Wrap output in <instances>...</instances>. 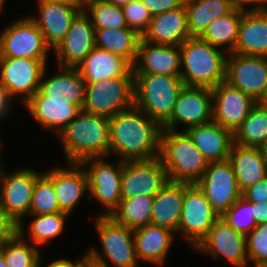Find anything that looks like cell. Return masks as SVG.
<instances>
[{
    "mask_svg": "<svg viewBox=\"0 0 267 267\" xmlns=\"http://www.w3.org/2000/svg\"><path fill=\"white\" fill-rule=\"evenodd\" d=\"M107 160L109 156L87 158L80 162L88 179V202L98 201L104 207L96 216H110L121 201L123 161L117 158L115 163Z\"/></svg>",
    "mask_w": 267,
    "mask_h": 267,
    "instance_id": "obj_7",
    "label": "cell"
},
{
    "mask_svg": "<svg viewBox=\"0 0 267 267\" xmlns=\"http://www.w3.org/2000/svg\"><path fill=\"white\" fill-rule=\"evenodd\" d=\"M247 256L249 267L267 264V222L257 224L246 236Z\"/></svg>",
    "mask_w": 267,
    "mask_h": 267,
    "instance_id": "obj_42",
    "label": "cell"
},
{
    "mask_svg": "<svg viewBox=\"0 0 267 267\" xmlns=\"http://www.w3.org/2000/svg\"><path fill=\"white\" fill-rule=\"evenodd\" d=\"M11 239H0V254L3 253V248H4V245L7 241H9Z\"/></svg>",
    "mask_w": 267,
    "mask_h": 267,
    "instance_id": "obj_55",
    "label": "cell"
},
{
    "mask_svg": "<svg viewBox=\"0 0 267 267\" xmlns=\"http://www.w3.org/2000/svg\"><path fill=\"white\" fill-rule=\"evenodd\" d=\"M184 199V183L168 181L154 196L150 224L170 229L177 235Z\"/></svg>",
    "mask_w": 267,
    "mask_h": 267,
    "instance_id": "obj_30",
    "label": "cell"
},
{
    "mask_svg": "<svg viewBox=\"0 0 267 267\" xmlns=\"http://www.w3.org/2000/svg\"><path fill=\"white\" fill-rule=\"evenodd\" d=\"M28 116L44 131L57 136L81 109L61 94H41L37 91L24 105Z\"/></svg>",
    "mask_w": 267,
    "mask_h": 267,
    "instance_id": "obj_18",
    "label": "cell"
},
{
    "mask_svg": "<svg viewBox=\"0 0 267 267\" xmlns=\"http://www.w3.org/2000/svg\"><path fill=\"white\" fill-rule=\"evenodd\" d=\"M94 229L101 245H89V263L98 267H139L133 230L116 222L110 216H94Z\"/></svg>",
    "mask_w": 267,
    "mask_h": 267,
    "instance_id": "obj_4",
    "label": "cell"
},
{
    "mask_svg": "<svg viewBox=\"0 0 267 267\" xmlns=\"http://www.w3.org/2000/svg\"><path fill=\"white\" fill-rule=\"evenodd\" d=\"M72 2L79 4L82 8L87 4L95 0H71Z\"/></svg>",
    "mask_w": 267,
    "mask_h": 267,
    "instance_id": "obj_53",
    "label": "cell"
},
{
    "mask_svg": "<svg viewBox=\"0 0 267 267\" xmlns=\"http://www.w3.org/2000/svg\"><path fill=\"white\" fill-rule=\"evenodd\" d=\"M49 74L47 66L42 74L38 91L41 94H61L81 110L85 102V81L76 68H60Z\"/></svg>",
    "mask_w": 267,
    "mask_h": 267,
    "instance_id": "obj_29",
    "label": "cell"
},
{
    "mask_svg": "<svg viewBox=\"0 0 267 267\" xmlns=\"http://www.w3.org/2000/svg\"><path fill=\"white\" fill-rule=\"evenodd\" d=\"M244 11L234 9L231 13L214 20L199 36L210 45L227 54L233 53L238 40L239 24Z\"/></svg>",
    "mask_w": 267,
    "mask_h": 267,
    "instance_id": "obj_35",
    "label": "cell"
},
{
    "mask_svg": "<svg viewBox=\"0 0 267 267\" xmlns=\"http://www.w3.org/2000/svg\"><path fill=\"white\" fill-rule=\"evenodd\" d=\"M228 161L241 192L267 176V166L259 147H244L233 143Z\"/></svg>",
    "mask_w": 267,
    "mask_h": 267,
    "instance_id": "obj_31",
    "label": "cell"
},
{
    "mask_svg": "<svg viewBox=\"0 0 267 267\" xmlns=\"http://www.w3.org/2000/svg\"><path fill=\"white\" fill-rule=\"evenodd\" d=\"M169 181L160 157L123 161L121 199L137 195L155 196Z\"/></svg>",
    "mask_w": 267,
    "mask_h": 267,
    "instance_id": "obj_13",
    "label": "cell"
},
{
    "mask_svg": "<svg viewBox=\"0 0 267 267\" xmlns=\"http://www.w3.org/2000/svg\"><path fill=\"white\" fill-rule=\"evenodd\" d=\"M82 9L89 16L95 29L128 27L122 6L114 5L105 0H95L87 3Z\"/></svg>",
    "mask_w": 267,
    "mask_h": 267,
    "instance_id": "obj_38",
    "label": "cell"
},
{
    "mask_svg": "<svg viewBox=\"0 0 267 267\" xmlns=\"http://www.w3.org/2000/svg\"><path fill=\"white\" fill-rule=\"evenodd\" d=\"M191 37H199L214 20L231 13V0H184Z\"/></svg>",
    "mask_w": 267,
    "mask_h": 267,
    "instance_id": "obj_33",
    "label": "cell"
},
{
    "mask_svg": "<svg viewBox=\"0 0 267 267\" xmlns=\"http://www.w3.org/2000/svg\"><path fill=\"white\" fill-rule=\"evenodd\" d=\"M48 60L0 57V83L24 105L37 91Z\"/></svg>",
    "mask_w": 267,
    "mask_h": 267,
    "instance_id": "obj_14",
    "label": "cell"
},
{
    "mask_svg": "<svg viewBox=\"0 0 267 267\" xmlns=\"http://www.w3.org/2000/svg\"><path fill=\"white\" fill-rule=\"evenodd\" d=\"M136 255L139 263L164 266L168 253L175 243L176 233L170 229L148 224L133 230Z\"/></svg>",
    "mask_w": 267,
    "mask_h": 267,
    "instance_id": "obj_24",
    "label": "cell"
},
{
    "mask_svg": "<svg viewBox=\"0 0 267 267\" xmlns=\"http://www.w3.org/2000/svg\"><path fill=\"white\" fill-rule=\"evenodd\" d=\"M233 53L267 57V10L242 13Z\"/></svg>",
    "mask_w": 267,
    "mask_h": 267,
    "instance_id": "obj_27",
    "label": "cell"
},
{
    "mask_svg": "<svg viewBox=\"0 0 267 267\" xmlns=\"http://www.w3.org/2000/svg\"><path fill=\"white\" fill-rule=\"evenodd\" d=\"M153 201L154 196L146 195L121 199L110 217L132 230L146 226L150 224Z\"/></svg>",
    "mask_w": 267,
    "mask_h": 267,
    "instance_id": "obj_37",
    "label": "cell"
},
{
    "mask_svg": "<svg viewBox=\"0 0 267 267\" xmlns=\"http://www.w3.org/2000/svg\"><path fill=\"white\" fill-rule=\"evenodd\" d=\"M159 157L171 182L196 184L209 163L189 135L181 130H162Z\"/></svg>",
    "mask_w": 267,
    "mask_h": 267,
    "instance_id": "obj_5",
    "label": "cell"
},
{
    "mask_svg": "<svg viewBox=\"0 0 267 267\" xmlns=\"http://www.w3.org/2000/svg\"><path fill=\"white\" fill-rule=\"evenodd\" d=\"M5 26L0 32V57L48 60L52 50L37 24L28 15L16 18Z\"/></svg>",
    "mask_w": 267,
    "mask_h": 267,
    "instance_id": "obj_10",
    "label": "cell"
},
{
    "mask_svg": "<svg viewBox=\"0 0 267 267\" xmlns=\"http://www.w3.org/2000/svg\"><path fill=\"white\" fill-rule=\"evenodd\" d=\"M253 203L242 196L220 217L237 232L247 236L255 226Z\"/></svg>",
    "mask_w": 267,
    "mask_h": 267,
    "instance_id": "obj_41",
    "label": "cell"
},
{
    "mask_svg": "<svg viewBox=\"0 0 267 267\" xmlns=\"http://www.w3.org/2000/svg\"><path fill=\"white\" fill-rule=\"evenodd\" d=\"M235 9L248 11H266L267 0H231Z\"/></svg>",
    "mask_w": 267,
    "mask_h": 267,
    "instance_id": "obj_49",
    "label": "cell"
},
{
    "mask_svg": "<svg viewBox=\"0 0 267 267\" xmlns=\"http://www.w3.org/2000/svg\"><path fill=\"white\" fill-rule=\"evenodd\" d=\"M180 77L186 87L214 88L226 79L227 53L199 37H190L180 46Z\"/></svg>",
    "mask_w": 267,
    "mask_h": 267,
    "instance_id": "obj_3",
    "label": "cell"
},
{
    "mask_svg": "<svg viewBox=\"0 0 267 267\" xmlns=\"http://www.w3.org/2000/svg\"><path fill=\"white\" fill-rule=\"evenodd\" d=\"M185 132L209 163L228 160L233 145V133L230 130L211 121L189 127Z\"/></svg>",
    "mask_w": 267,
    "mask_h": 267,
    "instance_id": "obj_26",
    "label": "cell"
},
{
    "mask_svg": "<svg viewBox=\"0 0 267 267\" xmlns=\"http://www.w3.org/2000/svg\"><path fill=\"white\" fill-rule=\"evenodd\" d=\"M7 267H39L41 250L17 234L3 248Z\"/></svg>",
    "mask_w": 267,
    "mask_h": 267,
    "instance_id": "obj_39",
    "label": "cell"
},
{
    "mask_svg": "<svg viewBox=\"0 0 267 267\" xmlns=\"http://www.w3.org/2000/svg\"><path fill=\"white\" fill-rule=\"evenodd\" d=\"M253 216L257 224L267 222V202L253 203Z\"/></svg>",
    "mask_w": 267,
    "mask_h": 267,
    "instance_id": "obj_50",
    "label": "cell"
},
{
    "mask_svg": "<svg viewBox=\"0 0 267 267\" xmlns=\"http://www.w3.org/2000/svg\"><path fill=\"white\" fill-rule=\"evenodd\" d=\"M201 255L231 264L234 267H249L246 236L237 232L221 217L209 230L208 235L196 246Z\"/></svg>",
    "mask_w": 267,
    "mask_h": 267,
    "instance_id": "obj_12",
    "label": "cell"
},
{
    "mask_svg": "<svg viewBox=\"0 0 267 267\" xmlns=\"http://www.w3.org/2000/svg\"><path fill=\"white\" fill-rule=\"evenodd\" d=\"M162 126L134 106L109 117V157L148 160L160 155Z\"/></svg>",
    "mask_w": 267,
    "mask_h": 267,
    "instance_id": "obj_1",
    "label": "cell"
},
{
    "mask_svg": "<svg viewBox=\"0 0 267 267\" xmlns=\"http://www.w3.org/2000/svg\"><path fill=\"white\" fill-rule=\"evenodd\" d=\"M63 165L66 166L54 165L43 173L53 183L60 211L71 216L84 196L89 200L88 179L81 163L65 162Z\"/></svg>",
    "mask_w": 267,
    "mask_h": 267,
    "instance_id": "obj_21",
    "label": "cell"
},
{
    "mask_svg": "<svg viewBox=\"0 0 267 267\" xmlns=\"http://www.w3.org/2000/svg\"><path fill=\"white\" fill-rule=\"evenodd\" d=\"M85 82L106 78L134 77L133 67L123 58L95 47L76 68Z\"/></svg>",
    "mask_w": 267,
    "mask_h": 267,
    "instance_id": "obj_28",
    "label": "cell"
},
{
    "mask_svg": "<svg viewBox=\"0 0 267 267\" xmlns=\"http://www.w3.org/2000/svg\"><path fill=\"white\" fill-rule=\"evenodd\" d=\"M211 90L212 121L234 133L257 102L226 81L219 83Z\"/></svg>",
    "mask_w": 267,
    "mask_h": 267,
    "instance_id": "obj_22",
    "label": "cell"
},
{
    "mask_svg": "<svg viewBox=\"0 0 267 267\" xmlns=\"http://www.w3.org/2000/svg\"><path fill=\"white\" fill-rule=\"evenodd\" d=\"M179 46L157 45L140 39L134 74H157L180 77Z\"/></svg>",
    "mask_w": 267,
    "mask_h": 267,
    "instance_id": "obj_23",
    "label": "cell"
},
{
    "mask_svg": "<svg viewBox=\"0 0 267 267\" xmlns=\"http://www.w3.org/2000/svg\"><path fill=\"white\" fill-rule=\"evenodd\" d=\"M35 4L38 14L28 16L37 24L46 44L53 51L66 36L72 20L82 7L71 0H42Z\"/></svg>",
    "mask_w": 267,
    "mask_h": 267,
    "instance_id": "obj_19",
    "label": "cell"
},
{
    "mask_svg": "<svg viewBox=\"0 0 267 267\" xmlns=\"http://www.w3.org/2000/svg\"><path fill=\"white\" fill-rule=\"evenodd\" d=\"M267 140V109L257 102L233 133V143L244 147H260Z\"/></svg>",
    "mask_w": 267,
    "mask_h": 267,
    "instance_id": "obj_36",
    "label": "cell"
},
{
    "mask_svg": "<svg viewBox=\"0 0 267 267\" xmlns=\"http://www.w3.org/2000/svg\"><path fill=\"white\" fill-rule=\"evenodd\" d=\"M263 160L267 166V140L259 147Z\"/></svg>",
    "mask_w": 267,
    "mask_h": 267,
    "instance_id": "obj_51",
    "label": "cell"
},
{
    "mask_svg": "<svg viewBox=\"0 0 267 267\" xmlns=\"http://www.w3.org/2000/svg\"><path fill=\"white\" fill-rule=\"evenodd\" d=\"M253 267H267V264L252 265Z\"/></svg>",
    "mask_w": 267,
    "mask_h": 267,
    "instance_id": "obj_59",
    "label": "cell"
},
{
    "mask_svg": "<svg viewBox=\"0 0 267 267\" xmlns=\"http://www.w3.org/2000/svg\"><path fill=\"white\" fill-rule=\"evenodd\" d=\"M264 108L267 109V91L266 94L258 101Z\"/></svg>",
    "mask_w": 267,
    "mask_h": 267,
    "instance_id": "obj_54",
    "label": "cell"
},
{
    "mask_svg": "<svg viewBox=\"0 0 267 267\" xmlns=\"http://www.w3.org/2000/svg\"><path fill=\"white\" fill-rule=\"evenodd\" d=\"M105 1L112 3L114 5H117V6H123V5H126L130 1H133V0H105Z\"/></svg>",
    "mask_w": 267,
    "mask_h": 267,
    "instance_id": "obj_52",
    "label": "cell"
},
{
    "mask_svg": "<svg viewBox=\"0 0 267 267\" xmlns=\"http://www.w3.org/2000/svg\"><path fill=\"white\" fill-rule=\"evenodd\" d=\"M90 267H98V266H96V265H93L92 263H90Z\"/></svg>",
    "mask_w": 267,
    "mask_h": 267,
    "instance_id": "obj_60",
    "label": "cell"
},
{
    "mask_svg": "<svg viewBox=\"0 0 267 267\" xmlns=\"http://www.w3.org/2000/svg\"><path fill=\"white\" fill-rule=\"evenodd\" d=\"M61 142L65 162L109 156V117L81 110L56 136Z\"/></svg>",
    "mask_w": 267,
    "mask_h": 267,
    "instance_id": "obj_2",
    "label": "cell"
},
{
    "mask_svg": "<svg viewBox=\"0 0 267 267\" xmlns=\"http://www.w3.org/2000/svg\"><path fill=\"white\" fill-rule=\"evenodd\" d=\"M183 88L181 77L134 74L133 106L163 126L170 119L178 94Z\"/></svg>",
    "mask_w": 267,
    "mask_h": 267,
    "instance_id": "obj_6",
    "label": "cell"
},
{
    "mask_svg": "<svg viewBox=\"0 0 267 267\" xmlns=\"http://www.w3.org/2000/svg\"><path fill=\"white\" fill-rule=\"evenodd\" d=\"M190 37L187 12L183 4L177 9L152 16L142 39L157 45L180 46Z\"/></svg>",
    "mask_w": 267,
    "mask_h": 267,
    "instance_id": "obj_25",
    "label": "cell"
},
{
    "mask_svg": "<svg viewBox=\"0 0 267 267\" xmlns=\"http://www.w3.org/2000/svg\"><path fill=\"white\" fill-rule=\"evenodd\" d=\"M83 254L82 257H79V259L76 261L75 259L72 261L64 257L55 260L53 259L49 264L46 265V267H85L89 263L87 250H85ZM42 257L43 255L41 256L39 267L45 266L43 265L44 259Z\"/></svg>",
    "mask_w": 267,
    "mask_h": 267,
    "instance_id": "obj_47",
    "label": "cell"
},
{
    "mask_svg": "<svg viewBox=\"0 0 267 267\" xmlns=\"http://www.w3.org/2000/svg\"><path fill=\"white\" fill-rule=\"evenodd\" d=\"M95 47V28L82 9L72 20L64 39L52 51L55 54L56 66L77 68Z\"/></svg>",
    "mask_w": 267,
    "mask_h": 267,
    "instance_id": "obj_20",
    "label": "cell"
},
{
    "mask_svg": "<svg viewBox=\"0 0 267 267\" xmlns=\"http://www.w3.org/2000/svg\"><path fill=\"white\" fill-rule=\"evenodd\" d=\"M15 99L11 92L0 83V124L3 120L5 121L10 112L12 113L13 103L16 101Z\"/></svg>",
    "mask_w": 267,
    "mask_h": 267,
    "instance_id": "obj_48",
    "label": "cell"
},
{
    "mask_svg": "<svg viewBox=\"0 0 267 267\" xmlns=\"http://www.w3.org/2000/svg\"><path fill=\"white\" fill-rule=\"evenodd\" d=\"M4 164L0 162V205L18 223L24 222L29 215L36 179L43 172L24 166L7 173Z\"/></svg>",
    "mask_w": 267,
    "mask_h": 267,
    "instance_id": "obj_11",
    "label": "cell"
},
{
    "mask_svg": "<svg viewBox=\"0 0 267 267\" xmlns=\"http://www.w3.org/2000/svg\"><path fill=\"white\" fill-rule=\"evenodd\" d=\"M128 28L136 31L141 37L147 31L152 15L141 0H133L122 6Z\"/></svg>",
    "mask_w": 267,
    "mask_h": 267,
    "instance_id": "obj_43",
    "label": "cell"
},
{
    "mask_svg": "<svg viewBox=\"0 0 267 267\" xmlns=\"http://www.w3.org/2000/svg\"><path fill=\"white\" fill-rule=\"evenodd\" d=\"M149 13L154 16L181 7L184 0H141Z\"/></svg>",
    "mask_w": 267,
    "mask_h": 267,
    "instance_id": "obj_45",
    "label": "cell"
},
{
    "mask_svg": "<svg viewBox=\"0 0 267 267\" xmlns=\"http://www.w3.org/2000/svg\"><path fill=\"white\" fill-rule=\"evenodd\" d=\"M2 140H3V139L0 138V148H1L0 151H1V152H3V151H2V150H3V149H2V148H3V141H2ZM1 152H0V157L3 156V153L1 154Z\"/></svg>",
    "mask_w": 267,
    "mask_h": 267,
    "instance_id": "obj_58",
    "label": "cell"
},
{
    "mask_svg": "<svg viewBox=\"0 0 267 267\" xmlns=\"http://www.w3.org/2000/svg\"><path fill=\"white\" fill-rule=\"evenodd\" d=\"M61 212L52 181L42 173L33 190L29 214L42 215Z\"/></svg>",
    "mask_w": 267,
    "mask_h": 267,
    "instance_id": "obj_40",
    "label": "cell"
},
{
    "mask_svg": "<svg viewBox=\"0 0 267 267\" xmlns=\"http://www.w3.org/2000/svg\"><path fill=\"white\" fill-rule=\"evenodd\" d=\"M220 218L197 184L184 183V199L177 234L193 249Z\"/></svg>",
    "mask_w": 267,
    "mask_h": 267,
    "instance_id": "obj_8",
    "label": "cell"
},
{
    "mask_svg": "<svg viewBox=\"0 0 267 267\" xmlns=\"http://www.w3.org/2000/svg\"><path fill=\"white\" fill-rule=\"evenodd\" d=\"M27 216L32 218L29 220L31 221L28 226L29 228L25 227L27 226L25 222H19L18 234L23 239L29 240V242L37 248H40L41 246L46 247L51 240L54 241L55 239H58L61 234L63 235L67 219H69L70 215L64 212H59L42 215L29 214Z\"/></svg>",
    "mask_w": 267,
    "mask_h": 267,
    "instance_id": "obj_32",
    "label": "cell"
},
{
    "mask_svg": "<svg viewBox=\"0 0 267 267\" xmlns=\"http://www.w3.org/2000/svg\"><path fill=\"white\" fill-rule=\"evenodd\" d=\"M96 47L125 59L132 67L136 62L142 38L136 31L121 29H95Z\"/></svg>",
    "mask_w": 267,
    "mask_h": 267,
    "instance_id": "obj_34",
    "label": "cell"
},
{
    "mask_svg": "<svg viewBox=\"0 0 267 267\" xmlns=\"http://www.w3.org/2000/svg\"><path fill=\"white\" fill-rule=\"evenodd\" d=\"M6 0H0V10H5L6 8Z\"/></svg>",
    "mask_w": 267,
    "mask_h": 267,
    "instance_id": "obj_57",
    "label": "cell"
},
{
    "mask_svg": "<svg viewBox=\"0 0 267 267\" xmlns=\"http://www.w3.org/2000/svg\"><path fill=\"white\" fill-rule=\"evenodd\" d=\"M212 108L210 88L184 86L178 94L170 119L162 128L185 131L189 127L206 124L212 121Z\"/></svg>",
    "mask_w": 267,
    "mask_h": 267,
    "instance_id": "obj_15",
    "label": "cell"
},
{
    "mask_svg": "<svg viewBox=\"0 0 267 267\" xmlns=\"http://www.w3.org/2000/svg\"><path fill=\"white\" fill-rule=\"evenodd\" d=\"M85 83L83 111L112 117L133 107L134 77L106 78Z\"/></svg>",
    "mask_w": 267,
    "mask_h": 267,
    "instance_id": "obj_9",
    "label": "cell"
},
{
    "mask_svg": "<svg viewBox=\"0 0 267 267\" xmlns=\"http://www.w3.org/2000/svg\"><path fill=\"white\" fill-rule=\"evenodd\" d=\"M225 81L258 102L267 91V57L229 53Z\"/></svg>",
    "mask_w": 267,
    "mask_h": 267,
    "instance_id": "obj_16",
    "label": "cell"
},
{
    "mask_svg": "<svg viewBox=\"0 0 267 267\" xmlns=\"http://www.w3.org/2000/svg\"><path fill=\"white\" fill-rule=\"evenodd\" d=\"M18 234V222L0 205V239H13Z\"/></svg>",
    "mask_w": 267,
    "mask_h": 267,
    "instance_id": "obj_44",
    "label": "cell"
},
{
    "mask_svg": "<svg viewBox=\"0 0 267 267\" xmlns=\"http://www.w3.org/2000/svg\"><path fill=\"white\" fill-rule=\"evenodd\" d=\"M242 197L252 203L267 202V176L242 192Z\"/></svg>",
    "mask_w": 267,
    "mask_h": 267,
    "instance_id": "obj_46",
    "label": "cell"
},
{
    "mask_svg": "<svg viewBox=\"0 0 267 267\" xmlns=\"http://www.w3.org/2000/svg\"><path fill=\"white\" fill-rule=\"evenodd\" d=\"M0 267H7L3 254H0Z\"/></svg>",
    "mask_w": 267,
    "mask_h": 267,
    "instance_id": "obj_56",
    "label": "cell"
},
{
    "mask_svg": "<svg viewBox=\"0 0 267 267\" xmlns=\"http://www.w3.org/2000/svg\"><path fill=\"white\" fill-rule=\"evenodd\" d=\"M196 184L219 216L242 196L228 160L208 163L203 177Z\"/></svg>",
    "mask_w": 267,
    "mask_h": 267,
    "instance_id": "obj_17",
    "label": "cell"
}]
</instances>
